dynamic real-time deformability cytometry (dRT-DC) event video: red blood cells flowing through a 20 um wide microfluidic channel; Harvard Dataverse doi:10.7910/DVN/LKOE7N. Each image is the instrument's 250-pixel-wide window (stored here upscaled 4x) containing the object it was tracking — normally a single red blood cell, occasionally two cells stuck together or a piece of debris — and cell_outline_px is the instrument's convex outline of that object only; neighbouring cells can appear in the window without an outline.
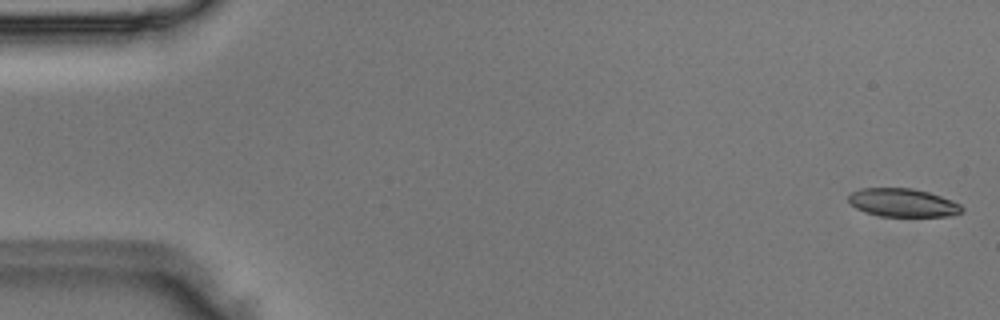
{"species": "Egyptian fruit bat (a non-hibernating species)", "species_latin": "Rousettus aegyptiacus", "temperature_condition": "room temperature", "stored_images_in_passage": 5, "segment_of_instrument_passage": [1, 2], "camera_frame_rate_fps": 3000, "um_per_image_px": 0.085, "animal": {"sex": "male"}, "frame": {"image": 1, "passage_image": 1, "time_ms": 0.0, "image_size_px": [1000, 320], "cell_outline_px": [[964, 212], [948, 216], [880, 216], [856, 208], [848, 200], [848, 196], [852, 192], [860, 188], [912, 188], [928, 192], [952, 200], [960, 204], [964, 208]], "centroid_in_image_um": [76.77, 17.22], "position_along_channel_um": 8.2, "area_um2": 18.61}}
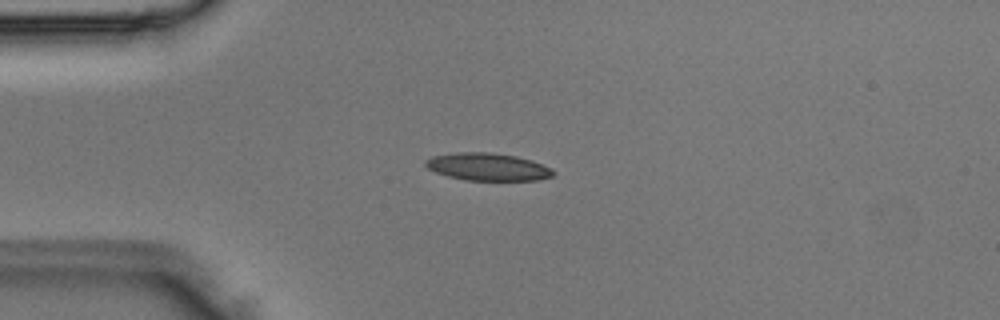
{"frame": {"image": 2, "passage_image": 4, "time_ms": 1.0, "image_size_px": [1000, 320], "cell_outline_px": [[556, 172], [552, 176], [540, 180], [464, 180], [448, 176], [436, 172], [428, 168], [424, 164], [424, 160], [432, 156], [456, 152], [488, 152], [516, 156], [532, 160], [552, 168]], "centroid_in_image_um": [41.46, 14.18], "position_along_channel_um": 43.5, "area_um2": 20.58}}